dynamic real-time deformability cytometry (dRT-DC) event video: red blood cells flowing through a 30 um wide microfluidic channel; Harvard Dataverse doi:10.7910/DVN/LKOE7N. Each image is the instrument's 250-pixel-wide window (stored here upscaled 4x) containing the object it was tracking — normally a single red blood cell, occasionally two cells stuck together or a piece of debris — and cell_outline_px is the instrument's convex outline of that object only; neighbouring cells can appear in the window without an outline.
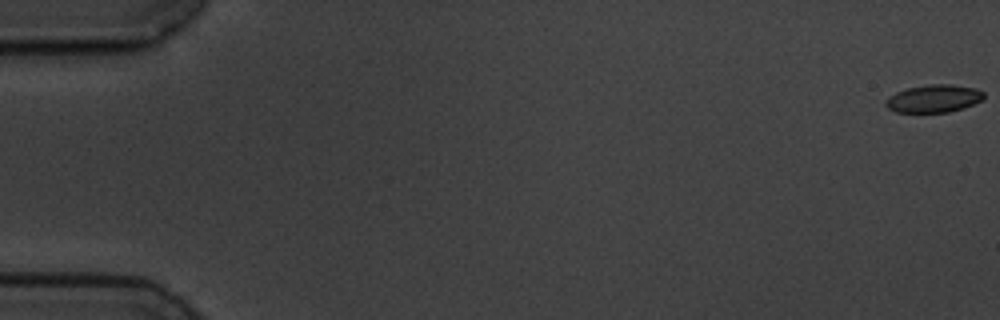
{"species": "common noctule bat (a hibernating species)", "species_latin": "Nyctalus noctula", "temperature_condition": "cold", "stored_images_in_passage": 59, "camera_frame_rate_fps": 3000, "um_per_image_px": 0.085, "animal": {"sex": "male", "body_mass_g": 19.5, "forearm_length_mm": 54.6}, "frame": {"image": 1, "passage_image": 1, "time_ms": 0.0, "image_size_px": [1000, 320], "cell_outline_px": [[984, 96], [980, 100], [964, 108], [948, 112], [896, 112], [888, 108], [884, 104], [888, 96], [896, 92], [908, 88], [932, 84], [948, 84], [976, 88], [984, 92]], "centroid_in_image_um": [79.35, 8.38], "position_along_channel_um": 5.7, "area_um2": 15.72}}
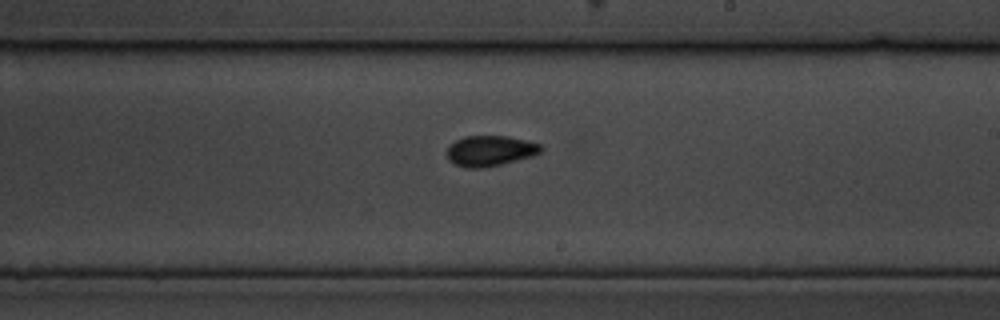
{"frame": {"image": 2, "passage_image": 35, "time_ms": 11.333, "image_size_px": [1000, 320], "cell_outline_px": [[544, 148], [540, 152], [532, 156], [500, 164], [480, 168], [464, 168], [448, 160], [448, 148], [456, 140], [464, 136], [508, 136], [540, 144]], "centroid_in_image_um": [41.66, 12.82], "position_along_channel_um": 247.3, "area_um2": 16.47}}
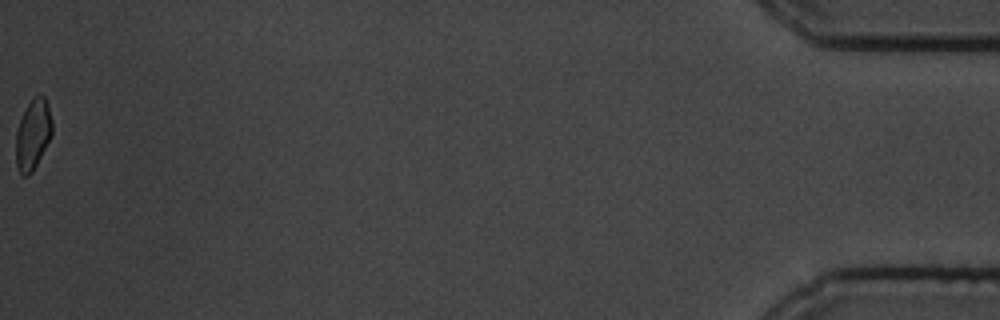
{"frame": {"image": 3, "passage_image": 59, "time_ms": 19.333, "image_size_px": [1000, 320], "cell_outline_px": [[52, 136], [32, 172], [28, 176], [24, 176], [20, 172], [16, 164], [16, 132], [20, 120], [28, 104], [36, 96], [44, 96], [52, 120]], "centroid_in_image_um": [2.8, 11.47], "position_along_channel_um": 432.4, "area_um2": 14.57}, "authors_computed_cell_mechanics": {"area_um2": 15.895, "velocity_mm_per_s": 3.5158, "shape_relaxation_time_tau1_ms": 2.5556, "shape_relaxation_time_tau2_ms": 2.7, "deformation_change_tau1": 0.0925, "deformation_change_tau2": 0.0604}}